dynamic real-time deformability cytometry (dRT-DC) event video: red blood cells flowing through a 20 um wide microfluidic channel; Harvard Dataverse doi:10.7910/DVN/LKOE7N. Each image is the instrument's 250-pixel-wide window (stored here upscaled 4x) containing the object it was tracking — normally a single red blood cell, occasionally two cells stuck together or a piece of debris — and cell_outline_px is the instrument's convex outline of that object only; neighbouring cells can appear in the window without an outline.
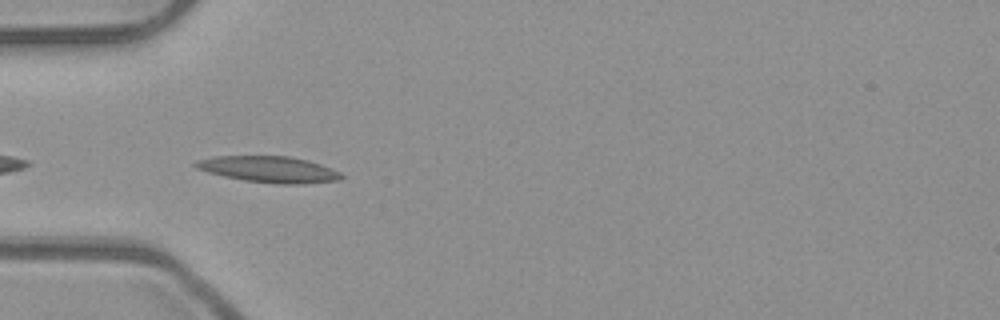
{"species": "common noctule bat (a hibernating species)", "species_latin": "Nyctalus noctula", "temperature_condition": "room temperature", "stored_images_in_passage": 5, "camera_frame_rate_fps": 3000, "um_per_image_px": 0.085, "animal": {"sex": "male", "body_mass_g": 23.1, "forearm_length_mm": 52.7}, "frame": {"image": 1, "passage_image": 2, "time_ms": 0.333, "image_size_px": [1000, 320], "cell_outline_px": [[344, 176], [340, 180], [304, 184], [276, 184], [244, 180], [224, 176], [208, 172], [196, 168], [192, 164], [196, 160], [212, 156], [288, 156], [308, 160], [332, 168], [340, 172]], "centroid_in_image_um": [22.86, 14.39], "position_along_channel_um": 62.1, "area_um2": 22.43}}
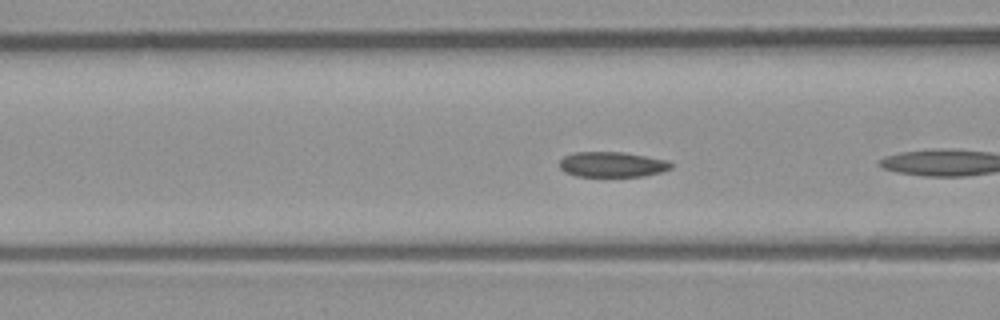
{"frame": {"image": 2, "passage_image": 4, "time_ms": 1.0, "image_size_px": [1000, 320], "cell_outline_px": [[676, 164], [672, 168], [660, 172], [644, 176], [576, 176], [564, 172], [560, 168], [560, 160], [564, 156], [576, 152], [624, 152], [668, 160]], "centroid_in_image_um": [52.07, 13.97], "position_along_channel_um": 114.5, "area_um2": 16.53}}